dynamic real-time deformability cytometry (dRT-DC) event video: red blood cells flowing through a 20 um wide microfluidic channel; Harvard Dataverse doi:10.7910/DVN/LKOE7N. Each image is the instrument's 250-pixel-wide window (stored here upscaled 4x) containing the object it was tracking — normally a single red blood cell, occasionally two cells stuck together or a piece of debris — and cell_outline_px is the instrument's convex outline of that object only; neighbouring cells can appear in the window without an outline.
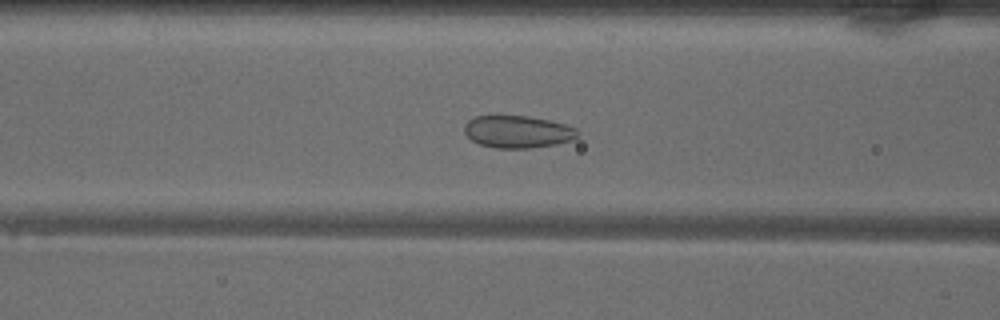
{"species": "common noctule bat (a hibernating species)", "species_latin": "Nyctalus noctula", "temperature_condition": "warm", "stored_images_in_passage": 48, "camera_frame_rate_fps": 3000, "um_per_image_px": 0.085, "animal": {"sex": "male", "body_mass_g": 18.8}, "frame": {"image": 1, "passage_image": 18, "time_ms": 5.667, "image_size_px": [1000, 320], "cell_outline_px": [[580, 136], [572, 140], [556, 144], [528, 148], [496, 148], [480, 144], [472, 140], [464, 132], [464, 124], [468, 120], [476, 116], [528, 116], [548, 120], [564, 124], [576, 128], [580, 132]], "centroid_in_image_um": [44.02, 11.2], "position_along_channel_um": 122.6, "area_um2": 21.33}}
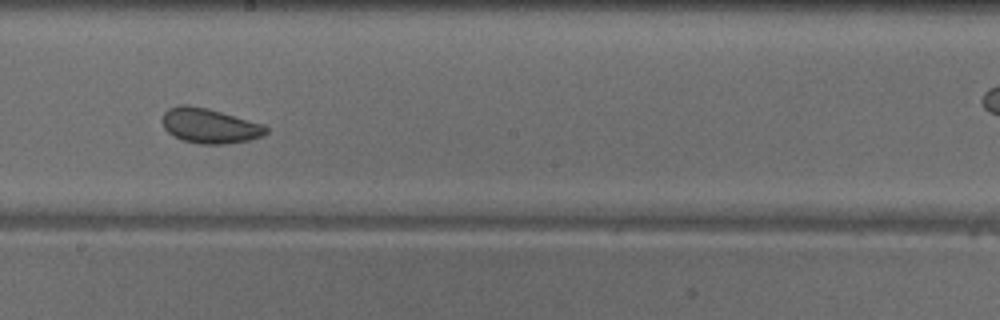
{"frame": {"image": 2, "passage_image": 26, "time_ms": 8.333, "image_size_px": [1000, 320], "cell_outline_px": [[268, 132], [260, 136], [248, 140], [224, 144], [200, 144], [184, 140], [168, 132], [164, 128], [160, 120], [164, 112], [168, 108], [180, 104], [188, 104], [208, 108], [264, 124], [268, 128]], "centroid_in_image_um": [17.79, 10.67], "position_along_channel_um": 230.4, "area_um2": 21.15}}
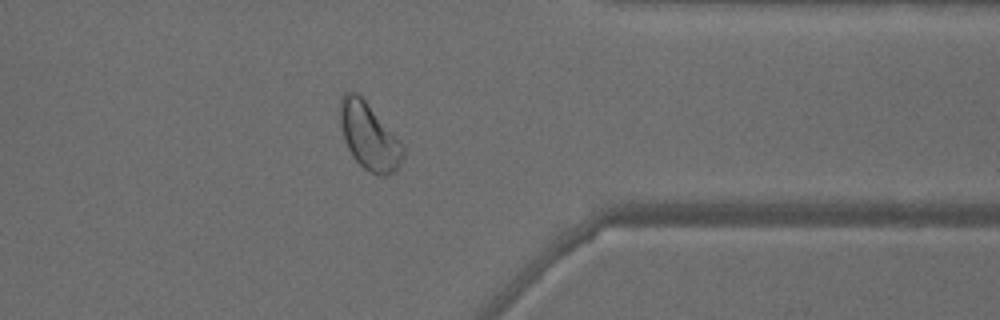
{"frame": {"image": 3, "passage_image": 38, "time_ms": 12.333, "image_size_px": [1000, 320], "cell_outline_px": [[404, 156], [396, 172], [388, 176], [380, 176], [368, 172], [352, 156], [344, 140], [340, 124], [340, 96], [344, 92], [356, 92], [364, 100], [400, 140], [404, 148]], "centroid_in_image_um": [31.38, 11.62], "position_along_channel_um": 380.0, "area_um2": 24.51}, "authors_computed_cell_mechanics": {"area_um2": 24.5072, "velocity_mm_per_s": 4.0376, "shape_relaxation_time_tau1_ms": 5.7868, "shape_relaxation_time_tau2_ms": 1.2416, "deformation_change_tau1": 0.0728, "deformation_change_tau2": 0.0448}}